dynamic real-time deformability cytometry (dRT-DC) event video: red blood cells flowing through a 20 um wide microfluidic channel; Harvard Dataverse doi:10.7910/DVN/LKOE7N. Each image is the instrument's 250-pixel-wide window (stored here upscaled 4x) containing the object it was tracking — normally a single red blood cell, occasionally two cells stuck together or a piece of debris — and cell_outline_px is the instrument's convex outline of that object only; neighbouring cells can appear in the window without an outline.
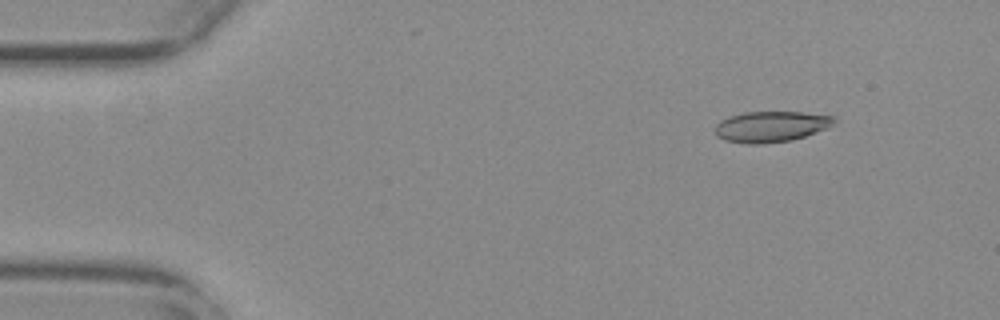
{"species": "common noctule bat (a hibernating species)", "species_latin": "Nyctalus noctula", "temperature_condition": "warm", "stored_images_in_passage": 24, "camera_frame_rate_fps": 3000, "um_per_image_px": 0.085, "animal": {"sex": "female", "body_mass_g": 29.2, "forearm_length_mm": 56.3}, "frame": {"image": 1, "passage_image": 1, "time_ms": 0.0, "image_size_px": [1000, 320], "cell_outline_px": [[836, 120], [828, 128], [792, 140], [764, 144], [748, 144], [724, 140], [716, 136], [716, 124], [720, 120], [728, 116], [744, 112], [804, 112], [836, 116]], "centroid_in_image_um": [65.53, 10.76], "position_along_channel_um": 19.5, "area_um2": 21.56}}
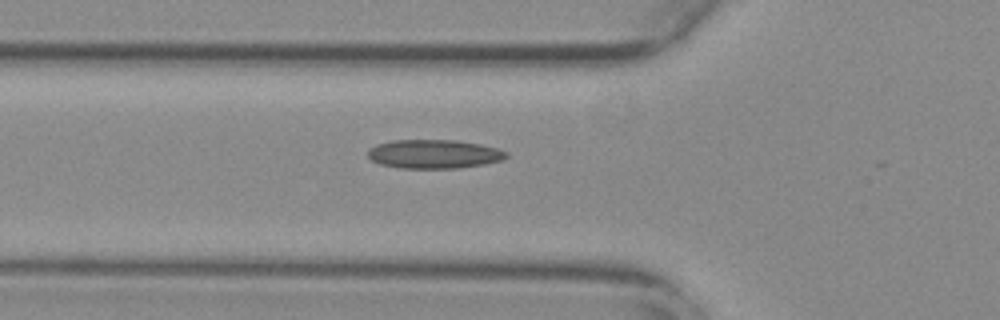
{"frame": {"image": 2, "passage_image": 14, "time_ms": 4.333, "image_size_px": [1000, 320], "cell_outline_px": [[508, 156], [504, 160], [484, 164], [456, 168], [400, 168], [380, 164], [372, 160], [368, 156], [368, 148], [376, 144], [392, 140], [456, 140], [480, 144], [496, 148], [508, 152]], "centroid_in_image_um": [36.89, 13.09], "position_along_channel_um": 88.9, "area_um2": 23.35}}
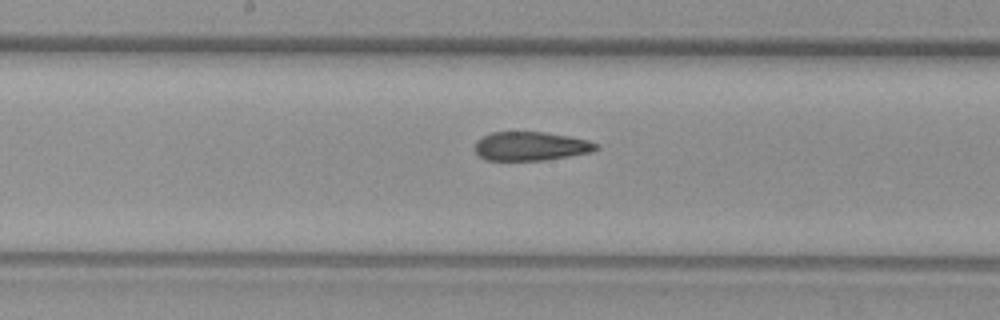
{"frame": {"image": 3, "passage_image": 23, "time_ms": 7.333, "image_size_px": [1000, 320], "cell_outline_px": [[600, 148], [592, 152], [544, 160], [484, 160], [476, 152], [476, 140], [492, 132], [544, 132], [568, 136], [588, 140], [596, 144]], "centroid_in_image_um": [45.12, 12.42], "position_along_channel_um": 203.1, "area_um2": 20.23}}